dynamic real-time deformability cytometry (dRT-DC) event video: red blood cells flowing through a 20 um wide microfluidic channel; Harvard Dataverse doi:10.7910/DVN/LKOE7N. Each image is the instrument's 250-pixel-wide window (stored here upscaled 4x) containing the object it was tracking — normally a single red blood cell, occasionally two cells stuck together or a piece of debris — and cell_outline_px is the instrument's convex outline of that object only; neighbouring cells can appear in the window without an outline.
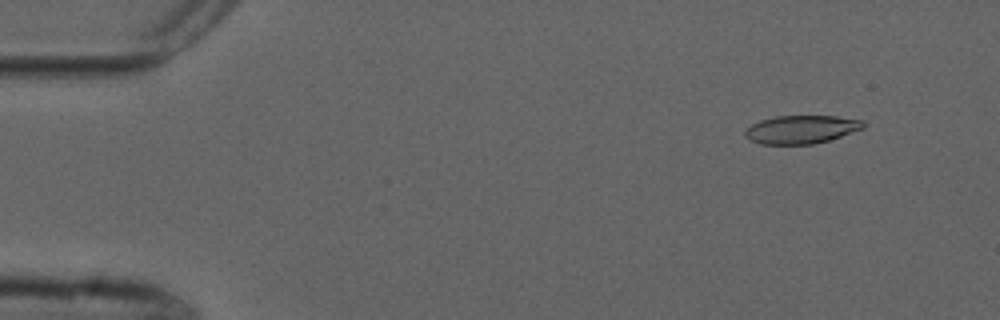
{"species": "common noctule bat (a hibernating species)", "species_latin": "Nyctalus noctula", "temperature_condition": "cold", "stored_images_in_passage": 54, "camera_frame_rate_fps": 3000, "um_per_image_px": 0.085, "animal": {"sex": "male", "forearm_length_mm": 52.5}, "frame": {"image": 1, "passage_image": 5, "time_ms": 1.333, "image_size_px": [1000, 320], "cell_outline_px": [[864, 128], [828, 140], [812, 144], [760, 144], [748, 140], [744, 136], [744, 128], [760, 120], [776, 116], [836, 116], [864, 120]], "centroid_in_image_um": [68.05, 11.0], "position_along_channel_um": 16.9, "area_um2": 19.54}}
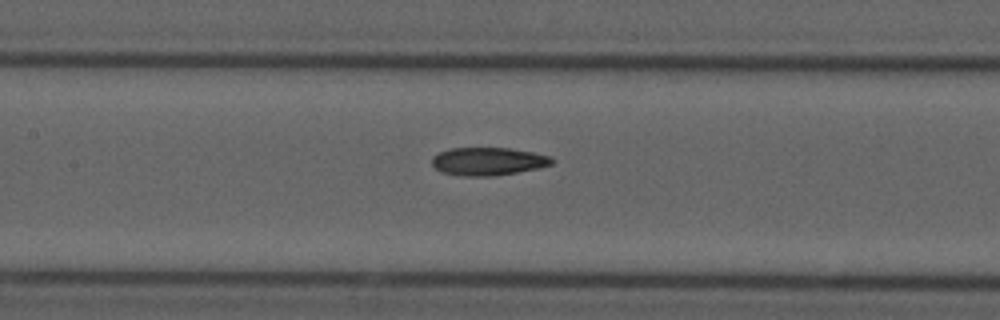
{"frame": {"image": 2, "passage_image": 25, "time_ms": 8.0, "image_size_px": [1000, 320], "cell_outline_px": [[556, 160], [552, 164], [536, 168], [516, 172], [492, 176], [460, 176], [440, 172], [432, 164], [432, 156], [440, 152], [452, 148], [508, 148], [532, 152], [552, 156]], "centroid_in_image_um": [41.48, 13.71], "position_along_channel_um": 165.9, "area_um2": 19.54}}
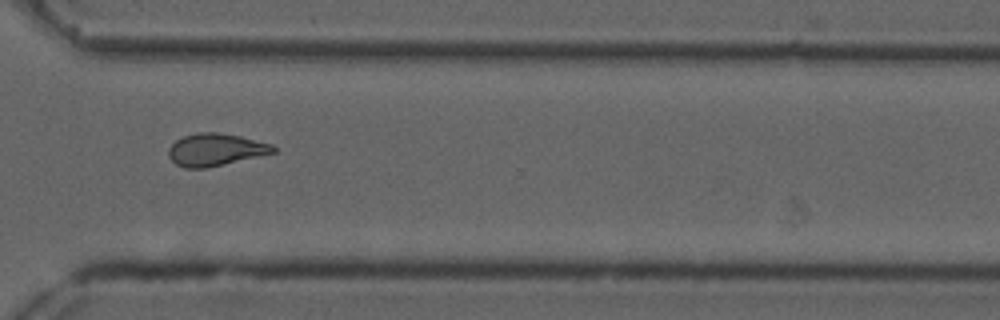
{"frame": {"image": 3, "passage_image": 40, "time_ms": 13.0, "image_size_px": [1000, 320], "cell_outline_px": [[276, 152], [224, 164], [204, 168], [184, 168], [176, 164], [168, 156], [168, 148], [176, 140], [184, 136], [200, 132], [220, 132], [240, 136], [272, 144], [276, 148]], "centroid_in_image_um": [18.31, 12.72], "position_along_channel_um": 352.3, "area_um2": 19.65}, "authors_computed_cell_mechanics": {"area_um2": 19.7098, "velocity_mm_per_s": 3.7352, "shape_relaxation_time_tau1_ms": null, "shape_relaxation_time_tau2_ms": 3.4554, "deformation_change_tau1": null, "deformation_change_tau2": 0.1101}}